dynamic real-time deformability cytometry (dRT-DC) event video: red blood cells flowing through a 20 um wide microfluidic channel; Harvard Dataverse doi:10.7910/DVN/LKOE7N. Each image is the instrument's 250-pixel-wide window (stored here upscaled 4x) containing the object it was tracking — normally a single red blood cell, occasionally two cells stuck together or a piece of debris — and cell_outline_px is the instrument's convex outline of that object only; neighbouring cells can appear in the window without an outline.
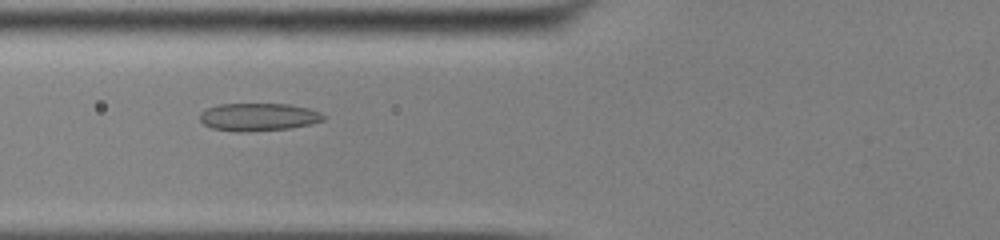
{"species": "common noctule bat (a hibernating species)", "species_latin": "Nyctalus noctula", "temperature_condition": "cold", "stored_images_in_passage": 54, "camera_frame_rate_fps": 3000, "um_per_image_px": 0.085, "animal": {"sex": "male", "body_mass_g": 13.0, "forearm_length_mm": 53.1}, "frame": {"image": 1, "passage_image": 22, "time_ms": 7.0, "image_size_px": [1000, 240], "cell_outline_px": [[324, 120], [292, 128], [244, 132], [236, 132], [212, 128], [204, 124], [200, 120], [200, 112], [208, 108], [220, 104], [288, 104], [308, 108], [320, 112], [324, 116]], "centroid_in_image_um": [21.95, 9.95], "position_along_channel_um": 103.9, "area_um2": 19.94}}
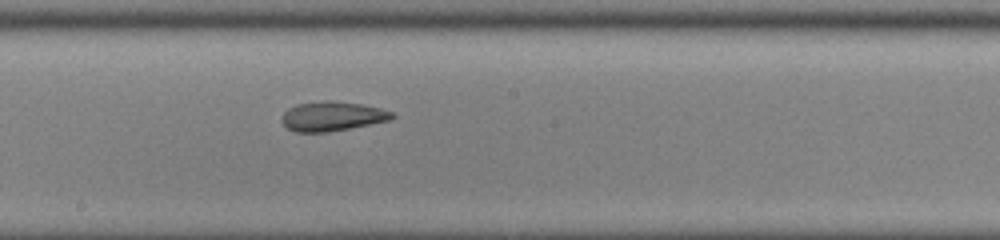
{"frame": {"image": 2, "passage_image": 31, "time_ms": 10.0, "image_size_px": [1000, 240], "cell_outline_px": [[396, 116], [392, 120], [328, 132], [296, 132], [288, 128], [280, 120], [284, 112], [288, 108], [296, 104], [324, 100], [332, 100], [360, 104], [380, 108], [392, 112]], "centroid_in_image_um": [28.24, 9.88], "position_along_channel_um": 220.0, "area_um2": 19.02}}
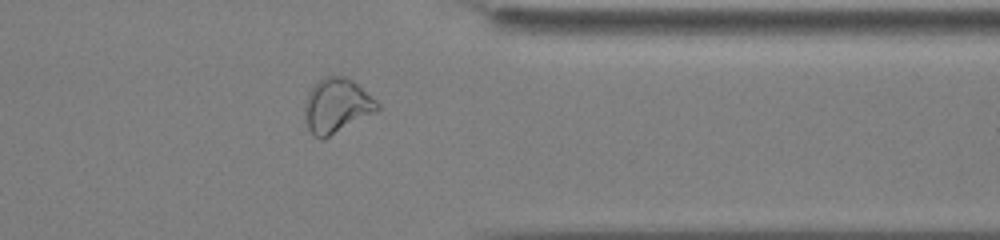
{"frame": {"image": 3, "passage_image": 44, "time_ms": 14.333, "image_size_px": [1000, 240], "cell_outline_px": [[380, 108], [376, 112], [324, 140], [320, 140], [308, 128], [304, 120], [304, 104], [308, 92], [324, 76], [344, 76], [352, 80], [376, 100], [380, 104]], "centroid_in_image_um": [28.61, 9.01], "position_along_channel_um": 382.8, "area_um2": 23.18}, "authors_computed_cell_mechanics": {"area_um2": 22.1085, "velocity_mm_per_s": 3.8688, "shape_relaxation_time_tau1_ms": null, "shape_relaxation_time_tau2_ms": 0.8102, "deformation_change_tau1": null, "deformation_change_tau2": 0.0703}}